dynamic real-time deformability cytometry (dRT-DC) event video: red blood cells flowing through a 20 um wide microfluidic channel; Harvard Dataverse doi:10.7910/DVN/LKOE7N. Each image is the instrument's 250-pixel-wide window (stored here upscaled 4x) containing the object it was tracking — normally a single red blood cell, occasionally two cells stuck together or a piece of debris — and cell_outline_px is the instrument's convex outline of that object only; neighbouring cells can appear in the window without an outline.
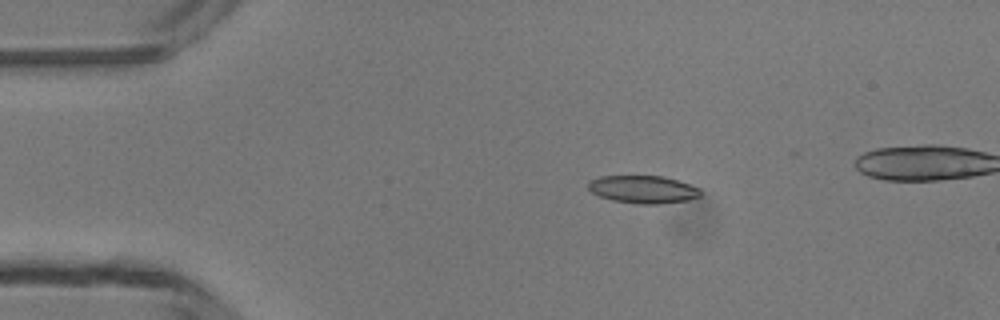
{"species": "common noctule bat (a hibernating species)", "species_latin": "Nyctalus noctula", "temperature_condition": "room temperature", "stored_images_in_passage": 5, "camera_frame_rate_fps": 3000, "um_per_image_px": 0.085, "animal": {"sex": "male", "body_mass_g": 13.3}, "frame": {"image": 1, "passage_image": 2, "time_ms": 1.333, "image_size_px": [1000, 320], "cell_outline_px": [[700, 196], [688, 200], [660, 204], [640, 204], [612, 200], [600, 196], [592, 192], [588, 188], [588, 180], [600, 176], [664, 176], [700, 188]], "centroid_in_image_um": [54.64, 16.09], "position_along_channel_um": 30.4, "area_um2": 18.09}}
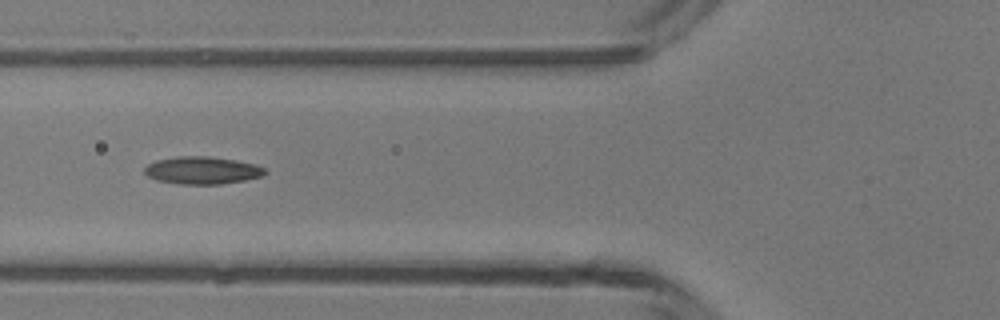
{"frame": {"image": 2, "passage_image": 4, "time_ms": 4.333, "image_size_px": [1000, 320], "cell_outline_px": [[268, 172], [260, 176], [244, 180], [220, 184], [180, 184], [156, 180], [148, 176], [144, 172], [144, 168], [148, 164], [156, 160], [176, 156], [208, 156], [236, 160], [256, 164], [264, 168]], "centroid_in_image_um": [17.17, 14.47], "position_along_channel_um": 108.6, "area_um2": 19.31}}
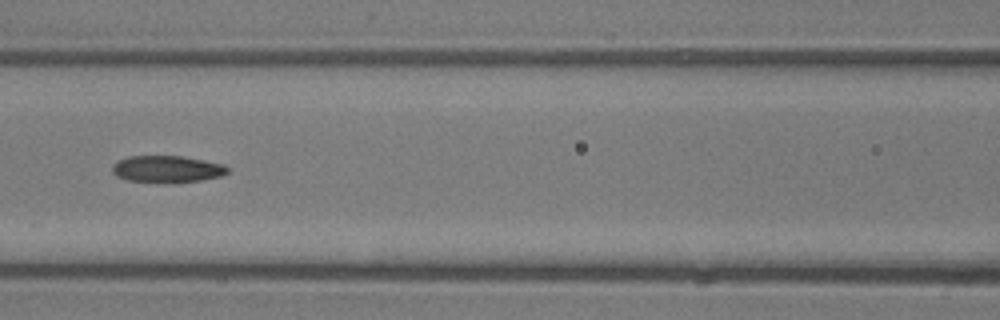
{"frame": {"image": 3, "passage_image": 5, "time_ms": 5.333, "image_size_px": [1000, 320], "cell_outline_px": [[228, 172], [220, 176], [200, 180], [172, 184], [128, 180], [116, 176], [112, 172], [112, 164], [128, 156], [180, 156], [204, 160], [224, 164], [228, 168]], "centroid_in_image_um": [14.19, 14.38], "position_along_channel_um": 152.4, "area_um2": 18.21}}